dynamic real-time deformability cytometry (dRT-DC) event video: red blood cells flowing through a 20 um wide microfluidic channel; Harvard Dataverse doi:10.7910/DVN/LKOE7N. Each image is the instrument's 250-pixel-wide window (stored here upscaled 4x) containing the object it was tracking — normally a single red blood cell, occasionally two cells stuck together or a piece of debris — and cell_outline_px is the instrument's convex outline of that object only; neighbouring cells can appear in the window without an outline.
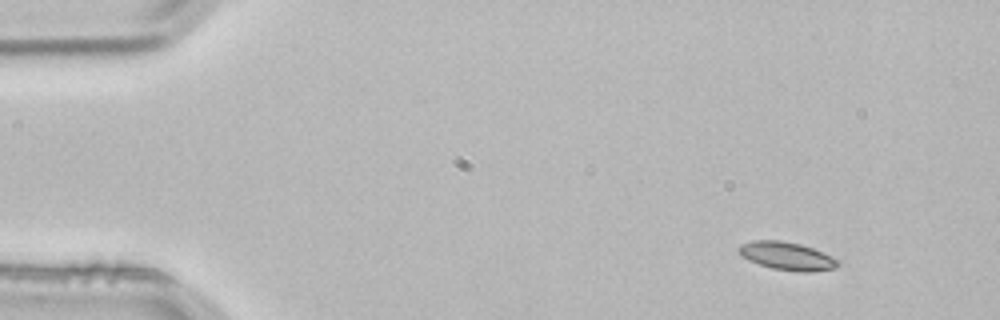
{"species": "common noctule bat (a hibernating species)", "species_latin": "Nyctalus noctula", "temperature_condition": "room temperature", "stored_images_in_passage": 2, "camera_frame_rate_fps": 3000, "um_per_image_px": 0.085, "animal": {"sex": "male", "body_mass_g": 21.5, "forearm_length_mm": 52.0}, "frame": {"image": 1, "passage_image": 1, "time_ms": 0.0, "image_size_px": [1000, 320], "cell_outline_px": [[840, 264], [836, 268], [808, 272], [800, 272], [772, 268], [748, 260], [740, 256], [736, 248], [740, 244], [752, 240], [780, 240], [800, 244], [812, 248], [832, 256], [840, 260]], "centroid_in_image_um": [66.87, 21.75], "position_along_channel_um": 18.1, "area_um2": 16.36}}